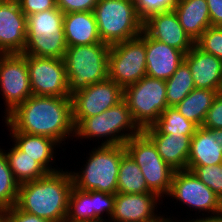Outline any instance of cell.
<instances>
[{
	"instance_id": "34",
	"label": "cell",
	"mask_w": 222,
	"mask_h": 222,
	"mask_svg": "<svg viewBox=\"0 0 222 222\" xmlns=\"http://www.w3.org/2000/svg\"><path fill=\"white\" fill-rule=\"evenodd\" d=\"M178 1L179 0H136V14L144 23L155 14L174 10Z\"/></svg>"
},
{
	"instance_id": "6",
	"label": "cell",
	"mask_w": 222,
	"mask_h": 222,
	"mask_svg": "<svg viewBox=\"0 0 222 222\" xmlns=\"http://www.w3.org/2000/svg\"><path fill=\"white\" fill-rule=\"evenodd\" d=\"M109 49L106 43L67 46L64 61L70 96L108 78Z\"/></svg>"
},
{
	"instance_id": "16",
	"label": "cell",
	"mask_w": 222,
	"mask_h": 222,
	"mask_svg": "<svg viewBox=\"0 0 222 222\" xmlns=\"http://www.w3.org/2000/svg\"><path fill=\"white\" fill-rule=\"evenodd\" d=\"M115 194L100 191H83L73 186L68 204L65 222H79L103 218L107 214L110 219L113 214Z\"/></svg>"
},
{
	"instance_id": "28",
	"label": "cell",
	"mask_w": 222,
	"mask_h": 222,
	"mask_svg": "<svg viewBox=\"0 0 222 222\" xmlns=\"http://www.w3.org/2000/svg\"><path fill=\"white\" fill-rule=\"evenodd\" d=\"M198 126L184 118L174 107H168L158 120L142 131L145 134H183L194 135Z\"/></svg>"
},
{
	"instance_id": "18",
	"label": "cell",
	"mask_w": 222,
	"mask_h": 222,
	"mask_svg": "<svg viewBox=\"0 0 222 222\" xmlns=\"http://www.w3.org/2000/svg\"><path fill=\"white\" fill-rule=\"evenodd\" d=\"M143 30L155 40L174 47L187 54L195 42L180 25L174 10L151 16L143 23Z\"/></svg>"
},
{
	"instance_id": "23",
	"label": "cell",
	"mask_w": 222,
	"mask_h": 222,
	"mask_svg": "<svg viewBox=\"0 0 222 222\" xmlns=\"http://www.w3.org/2000/svg\"><path fill=\"white\" fill-rule=\"evenodd\" d=\"M154 143L161 158L173 170L187 169L191 137L183 134H146Z\"/></svg>"
},
{
	"instance_id": "36",
	"label": "cell",
	"mask_w": 222,
	"mask_h": 222,
	"mask_svg": "<svg viewBox=\"0 0 222 222\" xmlns=\"http://www.w3.org/2000/svg\"><path fill=\"white\" fill-rule=\"evenodd\" d=\"M98 0H56L57 7L65 14L94 11Z\"/></svg>"
},
{
	"instance_id": "20",
	"label": "cell",
	"mask_w": 222,
	"mask_h": 222,
	"mask_svg": "<svg viewBox=\"0 0 222 222\" xmlns=\"http://www.w3.org/2000/svg\"><path fill=\"white\" fill-rule=\"evenodd\" d=\"M184 62L188 65L195 88L222 91V61L194 45L185 54Z\"/></svg>"
},
{
	"instance_id": "12",
	"label": "cell",
	"mask_w": 222,
	"mask_h": 222,
	"mask_svg": "<svg viewBox=\"0 0 222 222\" xmlns=\"http://www.w3.org/2000/svg\"><path fill=\"white\" fill-rule=\"evenodd\" d=\"M166 197H171L181 202L202 216L222 212L221 199L190 170L175 171L172 178L170 192ZM212 212V213H211Z\"/></svg>"
},
{
	"instance_id": "2",
	"label": "cell",
	"mask_w": 222,
	"mask_h": 222,
	"mask_svg": "<svg viewBox=\"0 0 222 222\" xmlns=\"http://www.w3.org/2000/svg\"><path fill=\"white\" fill-rule=\"evenodd\" d=\"M72 188L70 171L61 168L38 180L21 183L15 205L20 210L52 222H65Z\"/></svg>"
},
{
	"instance_id": "10",
	"label": "cell",
	"mask_w": 222,
	"mask_h": 222,
	"mask_svg": "<svg viewBox=\"0 0 222 222\" xmlns=\"http://www.w3.org/2000/svg\"><path fill=\"white\" fill-rule=\"evenodd\" d=\"M146 76L145 31L130 40L110 45L108 78L123 89Z\"/></svg>"
},
{
	"instance_id": "14",
	"label": "cell",
	"mask_w": 222,
	"mask_h": 222,
	"mask_svg": "<svg viewBox=\"0 0 222 222\" xmlns=\"http://www.w3.org/2000/svg\"><path fill=\"white\" fill-rule=\"evenodd\" d=\"M124 89L110 78L71 95L72 119L97 116L123 100Z\"/></svg>"
},
{
	"instance_id": "17",
	"label": "cell",
	"mask_w": 222,
	"mask_h": 222,
	"mask_svg": "<svg viewBox=\"0 0 222 222\" xmlns=\"http://www.w3.org/2000/svg\"><path fill=\"white\" fill-rule=\"evenodd\" d=\"M26 16L16 0L0 3V52L23 53L26 46Z\"/></svg>"
},
{
	"instance_id": "19",
	"label": "cell",
	"mask_w": 222,
	"mask_h": 222,
	"mask_svg": "<svg viewBox=\"0 0 222 222\" xmlns=\"http://www.w3.org/2000/svg\"><path fill=\"white\" fill-rule=\"evenodd\" d=\"M146 75L168 80L184 61L185 54L163 42L152 39L145 32Z\"/></svg>"
},
{
	"instance_id": "37",
	"label": "cell",
	"mask_w": 222,
	"mask_h": 222,
	"mask_svg": "<svg viewBox=\"0 0 222 222\" xmlns=\"http://www.w3.org/2000/svg\"><path fill=\"white\" fill-rule=\"evenodd\" d=\"M25 16L57 7L56 0H16Z\"/></svg>"
},
{
	"instance_id": "11",
	"label": "cell",
	"mask_w": 222,
	"mask_h": 222,
	"mask_svg": "<svg viewBox=\"0 0 222 222\" xmlns=\"http://www.w3.org/2000/svg\"><path fill=\"white\" fill-rule=\"evenodd\" d=\"M0 91L6 106L4 118L33 95L26 54L1 52Z\"/></svg>"
},
{
	"instance_id": "26",
	"label": "cell",
	"mask_w": 222,
	"mask_h": 222,
	"mask_svg": "<svg viewBox=\"0 0 222 222\" xmlns=\"http://www.w3.org/2000/svg\"><path fill=\"white\" fill-rule=\"evenodd\" d=\"M217 90L195 88L174 108L187 120L202 127L207 112L218 94Z\"/></svg>"
},
{
	"instance_id": "31",
	"label": "cell",
	"mask_w": 222,
	"mask_h": 222,
	"mask_svg": "<svg viewBox=\"0 0 222 222\" xmlns=\"http://www.w3.org/2000/svg\"><path fill=\"white\" fill-rule=\"evenodd\" d=\"M19 186L9 168L6 155L0 148V214L16 204Z\"/></svg>"
},
{
	"instance_id": "40",
	"label": "cell",
	"mask_w": 222,
	"mask_h": 222,
	"mask_svg": "<svg viewBox=\"0 0 222 222\" xmlns=\"http://www.w3.org/2000/svg\"><path fill=\"white\" fill-rule=\"evenodd\" d=\"M199 217L200 218H198V216H197L196 219L193 218V219H189V220H186L183 218V220H178V221H176L177 219H175V221H173L174 219H172V217L170 218V216H169V218L167 217L165 219H166V222H179V221H181V222H222V212L217 213V214H213V215H205L203 217L199 215Z\"/></svg>"
},
{
	"instance_id": "42",
	"label": "cell",
	"mask_w": 222,
	"mask_h": 222,
	"mask_svg": "<svg viewBox=\"0 0 222 222\" xmlns=\"http://www.w3.org/2000/svg\"><path fill=\"white\" fill-rule=\"evenodd\" d=\"M109 220V221H108ZM79 222H112L110 219H106V216L103 218H97V219H90V220H84Z\"/></svg>"
},
{
	"instance_id": "21",
	"label": "cell",
	"mask_w": 222,
	"mask_h": 222,
	"mask_svg": "<svg viewBox=\"0 0 222 222\" xmlns=\"http://www.w3.org/2000/svg\"><path fill=\"white\" fill-rule=\"evenodd\" d=\"M10 137L14 144L26 155L38 162L48 173H53L61 170L55 168L51 162H55L54 154L56 147L60 144L52 138L46 136L33 135L23 132H10ZM55 150V151H54Z\"/></svg>"
},
{
	"instance_id": "29",
	"label": "cell",
	"mask_w": 222,
	"mask_h": 222,
	"mask_svg": "<svg viewBox=\"0 0 222 222\" xmlns=\"http://www.w3.org/2000/svg\"><path fill=\"white\" fill-rule=\"evenodd\" d=\"M117 192L124 194L152 192L148 188L139 166L127 152L122 156L119 165Z\"/></svg>"
},
{
	"instance_id": "4",
	"label": "cell",
	"mask_w": 222,
	"mask_h": 222,
	"mask_svg": "<svg viewBox=\"0 0 222 222\" xmlns=\"http://www.w3.org/2000/svg\"><path fill=\"white\" fill-rule=\"evenodd\" d=\"M81 171H70L73 186L83 191L117 193V177L122 156L126 153L124 145L100 146L93 148Z\"/></svg>"
},
{
	"instance_id": "3",
	"label": "cell",
	"mask_w": 222,
	"mask_h": 222,
	"mask_svg": "<svg viewBox=\"0 0 222 222\" xmlns=\"http://www.w3.org/2000/svg\"><path fill=\"white\" fill-rule=\"evenodd\" d=\"M72 120L76 139L85 138L91 141L95 138L99 141L102 138L103 141L104 138L100 146L124 145L142 131L133 121L124 99L97 116Z\"/></svg>"
},
{
	"instance_id": "27",
	"label": "cell",
	"mask_w": 222,
	"mask_h": 222,
	"mask_svg": "<svg viewBox=\"0 0 222 222\" xmlns=\"http://www.w3.org/2000/svg\"><path fill=\"white\" fill-rule=\"evenodd\" d=\"M11 147L9 150H2L8 160L9 168L19 184L38 180L48 174L38 162L22 152L15 144Z\"/></svg>"
},
{
	"instance_id": "25",
	"label": "cell",
	"mask_w": 222,
	"mask_h": 222,
	"mask_svg": "<svg viewBox=\"0 0 222 222\" xmlns=\"http://www.w3.org/2000/svg\"><path fill=\"white\" fill-rule=\"evenodd\" d=\"M222 164V148L219 141L205 128L198 127L191 137L187 166Z\"/></svg>"
},
{
	"instance_id": "30",
	"label": "cell",
	"mask_w": 222,
	"mask_h": 222,
	"mask_svg": "<svg viewBox=\"0 0 222 222\" xmlns=\"http://www.w3.org/2000/svg\"><path fill=\"white\" fill-rule=\"evenodd\" d=\"M195 89L188 65L183 61L172 76L166 80V100L168 107H175Z\"/></svg>"
},
{
	"instance_id": "43",
	"label": "cell",
	"mask_w": 222,
	"mask_h": 222,
	"mask_svg": "<svg viewBox=\"0 0 222 222\" xmlns=\"http://www.w3.org/2000/svg\"><path fill=\"white\" fill-rule=\"evenodd\" d=\"M0 222H8L2 214H0Z\"/></svg>"
},
{
	"instance_id": "33",
	"label": "cell",
	"mask_w": 222,
	"mask_h": 222,
	"mask_svg": "<svg viewBox=\"0 0 222 222\" xmlns=\"http://www.w3.org/2000/svg\"><path fill=\"white\" fill-rule=\"evenodd\" d=\"M202 51L212 54L222 61V27L210 26L195 41Z\"/></svg>"
},
{
	"instance_id": "22",
	"label": "cell",
	"mask_w": 222,
	"mask_h": 222,
	"mask_svg": "<svg viewBox=\"0 0 222 222\" xmlns=\"http://www.w3.org/2000/svg\"><path fill=\"white\" fill-rule=\"evenodd\" d=\"M63 29L67 46L103 43L93 11L65 13Z\"/></svg>"
},
{
	"instance_id": "9",
	"label": "cell",
	"mask_w": 222,
	"mask_h": 222,
	"mask_svg": "<svg viewBox=\"0 0 222 222\" xmlns=\"http://www.w3.org/2000/svg\"><path fill=\"white\" fill-rule=\"evenodd\" d=\"M124 146L139 166L148 188L162 199L166 197L170 192L175 170L161 158L152 140L141 131L126 141Z\"/></svg>"
},
{
	"instance_id": "7",
	"label": "cell",
	"mask_w": 222,
	"mask_h": 222,
	"mask_svg": "<svg viewBox=\"0 0 222 222\" xmlns=\"http://www.w3.org/2000/svg\"><path fill=\"white\" fill-rule=\"evenodd\" d=\"M93 12L100 39L108 45L134 39L143 31V22L130 0H98Z\"/></svg>"
},
{
	"instance_id": "41",
	"label": "cell",
	"mask_w": 222,
	"mask_h": 222,
	"mask_svg": "<svg viewBox=\"0 0 222 222\" xmlns=\"http://www.w3.org/2000/svg\"><path fill=\"white\" fill-rule=\"evenodd\" d=\"M216 141L220 142L222 148V129H207Z\"/></svg>"
},
{
	"instance_id": "38",
	"label": "cell",
	"mask_w": 222,
	"mask_h": 222,
	"mask_svg": "<svg viewBox=\"0 0 222 222\" xmlns=\"http://www.w3.org/2000/svg\"><path fill=\"white\" fill-rule=\"evenodd\" d=\"M1 214L8 222H52L20 210L16 205L4 210Z\"/></svg>"
},
{
	"instance_id": "24",
	"label": "cell",
	"mask_w": 222,
	"mask_h": 222,
	"mask_svg": "<svg viewBox=\"0 0 222 222\" xmlns=\"http://www.w3.org/2000/svg\"><path fill=\"white\" fill-rule=\"evenodd\" d=\"M174 11L180 25L194 42L211 26L206 0H179Z\"/></svg>"
},
{
	"instance_id": "5",
	"label": "cell",
	"mask_w": 222,
	"mask_h": 222,
	"mask_svg": "<svg viewBox=\"0 0 222 222\" xmlns=\"http://www.w3.org/2000/svg\"><path fill=\"white\" fill-rule=\"evenodd\" d=\"M64 13L58 8L26 16V46L22 54L64 59L67 42L63 29Z\"/></svg>"
},
{
	"instance_id": "13",
	"label": "cell",
	"mask_w": 222,
	"mask_h": 222,
	"mask_svg": "<svg viewBox=\"0 0 222 222\" xmlns=\"http://www.w3.org/2000/svg\"><path fill=\"white\" fill-rule=\"evenodd\" d=\"M26 61L33 95L71 97L64 59L26 54Z\"/></svg>"
},
{
	"instance_id": "8",
	"label": "cell",
	"mask_w": 222,
	"mask_h": 222,
	"mask_svg": "<svg viewBox=\"0 0 222 222\" xmlns=\"http://www.w3.org/2000/svg\"><path fill=\"white\" fill-rule=\"evenodd\" d=\"M123 99L127 102L133 121L143 130L152 126L168 108L166 81L146 75L124 88Z\"/></svg>"
},
{
	"instance_id": "32",
	"label": "cell",
	"mask_w": 222,
	"mask_h": 222,
	"mask_svg": "<svg viewBox=\"0 0 222 222\" xmlns=\"http://www.w3.org/2000/svg\"><path fill=\"white\" fill-rule=\"evenodd\" d=\"M200 181L210 188L222 201V164L210 166H187Z\"/></svg>"
},
{
	"instance_id": "35",
	"label": "cell",
	"mask_w": 222,
	"mask_h": 222,
	"mask_svg": "<svg viewBox=\"0 0 222 222\" xmlns=\"http://www.w3.org/2000/svg\"><path fill=\"white\" fill-rule=\"evenodd\" d=\"M202 127L205 129H222V91L216 95Z\"/></svg>"
},
{
	"instance_id": "1",
	"label": "cell",
	"mask_w": 222,
	"mask_h": 222,
	"mask_svg": "<svg viewBox=\"0 0 222 222\" xmlns=\"http://www.w3.org/2000/svg\"><path fill=\"white\" fill-rule=\"evenodd\" d=\"M4 119L9 132L46 136L60 145L74 137L71 97L32 95Z\"/></svg>"
},
{
	"instance_id": "39",
	"label": "cell",
	"mask_w": 222,
	"mask_h": 222,
	"mask_svg": "<svg viewBox=\"0 0 222 222\" xmlns=\"http://www.w3.org/2000/svg\"><path fill=\"white\" fill-rule=\"evenodd\" d=\"M209 9L211 26L222 27V0H206Z\"/></svg>"
},
{
	"instance_id": "15",
	"label": "cell",
	"mask_w": 222,
	"mask_h": 222,
	"mask_svg": "<svg viewBox=\"0 0 222 222\" xmlns=\"http://www.w3.org/2000/svg\"><path fill=\"white\" fill-rule=\"evenodd\" d=\"M161 199L154 192L130 194L117 192L110 220L112 222H166V217L158 215V210L156 211Z\"/></svg>"
}]
</instances>
